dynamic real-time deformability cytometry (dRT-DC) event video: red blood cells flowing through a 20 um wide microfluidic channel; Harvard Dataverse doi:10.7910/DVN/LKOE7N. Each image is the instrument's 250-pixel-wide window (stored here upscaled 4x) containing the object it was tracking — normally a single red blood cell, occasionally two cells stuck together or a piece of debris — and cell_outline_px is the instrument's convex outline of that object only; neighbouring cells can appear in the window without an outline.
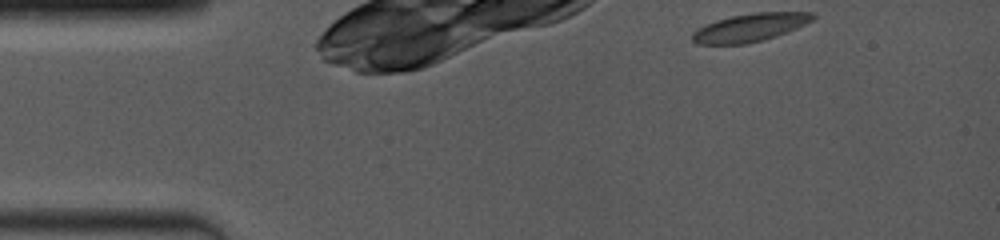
{"species": "common noctule bat (a hibernating species)", "species_latin": "Nyctalus noctula", "temperature_condition": "room temperature", "stored_images_in_passage": 45, "camera_frame_rate_fps": 4000, "um_per_image_px": 0.085, "animal": {"sex": "female", "body_mass_g": 19.0, "forearm_length_mm": 53.3}, "frame": {"image": 1, "passage_image": 1, "time_ms": 0.0, "image_size_px": [1000, 240], "cell_outline_px": [[816, 16], [812, 20], [796, 28], [776, 36], [764, 40], [748, 44], [696, 44], [692, 40], [692, 32], [716, 20], [732, 16], [752, 12], [812, 12]], "centroid_in_image_um": [63.75, 2.34], "position_along_channel_um": 21.2, "area_um2": 19.59}, "authors_computed_cell_mechanics": {"area_um2": 19.1896, "velocity_mm_per_s": 3.8065, "shape_relaxation_time_tau1_ms": null, "shape_relaxation_time_tau2_ms": 2.1873, "deformation_change_tau1": null, "deformation_change_tau2": 0.0493}}